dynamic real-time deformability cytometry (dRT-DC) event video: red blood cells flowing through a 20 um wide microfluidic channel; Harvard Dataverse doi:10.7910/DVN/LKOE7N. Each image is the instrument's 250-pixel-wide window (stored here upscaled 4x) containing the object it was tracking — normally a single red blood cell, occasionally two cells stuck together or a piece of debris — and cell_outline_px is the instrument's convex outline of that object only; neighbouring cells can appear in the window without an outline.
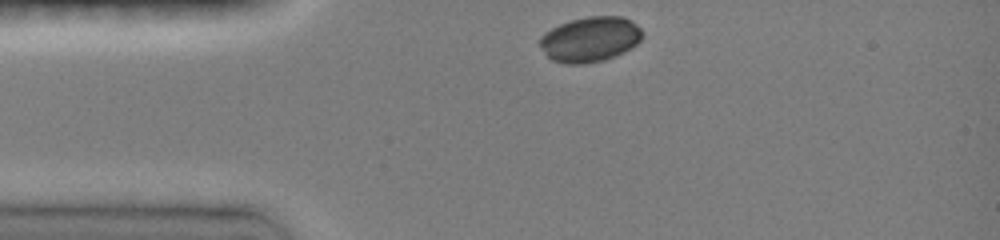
{"species": "common noctule bat (a hibernating species)", "species_latin": "Nyctalus noctula", "temperature_condition": "room temperature", "stored_images_in_passage": 2, "camera_frame_rate_fps": 3000, "um_per_image_px": 0.085, "animal": {"sex": "female", "body_mass_g": 19.0, "forearm_length_mm": 51.5}, "frame": {"image": 1, "passage_image": 1, "time_ms": 0.0, "image_size_px": [1000, 240], "cell_outline_px": [[644, 36], [632, 48], [624, 52], [604, 60], [584, 64], [564, 64], [552, 60], [544, 52], [540, 44], [540, 36], [544, 32], [560, 24], [572, 20], [588, 16], [620, 16], [636, 24], [644, 32]], "centroid_in_image_um": [50.17, 3.35], "position_along_channel_um": 34.8, "area_um2": 26.99}}